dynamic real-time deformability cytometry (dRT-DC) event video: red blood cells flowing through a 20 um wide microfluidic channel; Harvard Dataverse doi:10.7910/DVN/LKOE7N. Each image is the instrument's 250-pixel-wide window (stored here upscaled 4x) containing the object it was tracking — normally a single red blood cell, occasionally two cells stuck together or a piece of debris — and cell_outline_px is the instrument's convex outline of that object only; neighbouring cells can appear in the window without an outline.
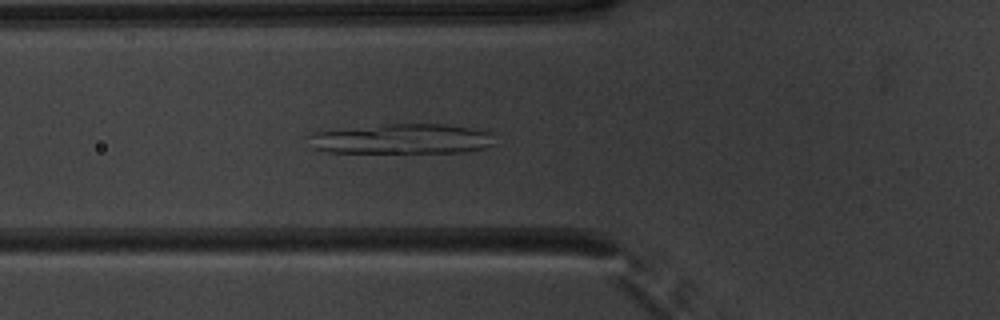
{"species": "common noctule bat (a hibernating species)", "species_latin": "Nyctalus noctula", "temperature_condition": "warm", "stored_images_in_passage": 51, "camera_frame_rate_fps": 3000, "um_per_image_px": 0.085, "animal": {"sex": "male", "body_mass_g": 20.1, "forearm_length_mm": 53.5}, "frame": {"image": 1, "passage_image": 19, "time_ms": 6.0, "image_size_px": [1000, 320], "cell_outline_px": [[496, 144], [484, 148], [460, 152], [328, 152], [312, 148], [308, 136], [316, 132], [384, 124], [444, 124], [472, 128], [492, 132]], "centroid_in_image_um": [34.22, 11.81], "position_along_channel_um": 91.6, "area_um2": 32.43}}
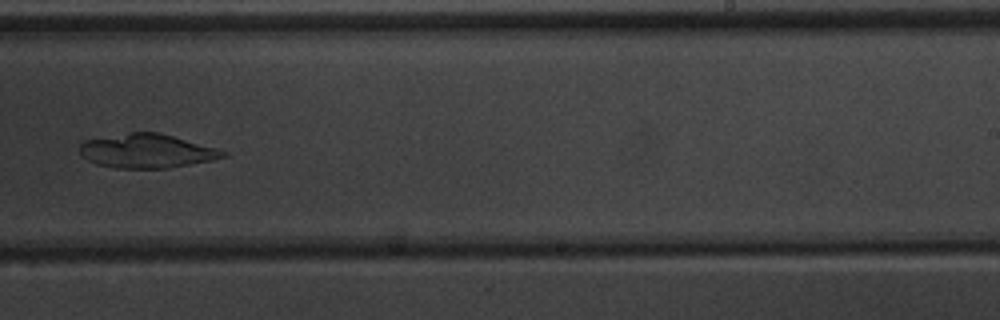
{"frame": {"image": 2, "passage_image": 33, "time_ms": 10.667, "image_size_px": [1000, 320], "cell_outline_px": [[228, 156], [212, 160], [168, 168], [116, 168], [96, 164], [88, 160], [80, 152], [80, 144], [84, 140], [132, 132], [160, 132], [216, 148], [228, 152]], "centroid_in_image_um": [12.5, 12.83], "position_along_channel_um": 276.5, "area_um2": 28.26}}
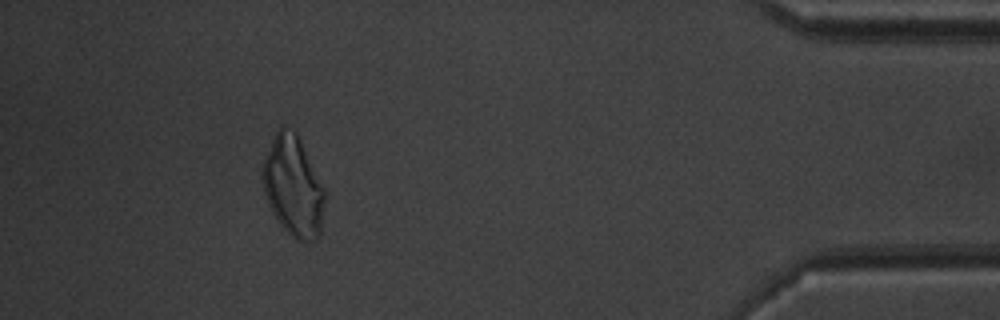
{"frame": {"image": 3, "passage_image": 47, "time_ms": 15.333, "image_size_px": [1000, 320], "cell_outline_px": [[324, 200], [320, 236], [316, 240], [308, 244], [304, 244], [296, 240], [276, 220], [268, 204], [264, 192], [260, 172], [264, 160], [272, 140], [280, 124], [284, 124], [296, 132], [324, 188]], "centroid_in_image_um": [24.9, 15.87], "position_along_channel_um": 410.3, "area_um2": 36.53}}